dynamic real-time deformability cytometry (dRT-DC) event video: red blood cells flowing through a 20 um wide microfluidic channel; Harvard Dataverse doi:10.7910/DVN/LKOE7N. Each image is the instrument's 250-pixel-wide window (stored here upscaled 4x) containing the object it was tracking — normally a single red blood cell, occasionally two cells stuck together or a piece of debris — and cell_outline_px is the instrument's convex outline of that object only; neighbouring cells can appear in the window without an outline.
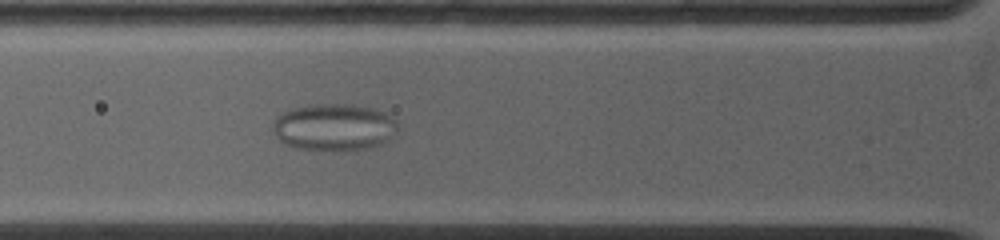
{"species": "common noctule bat (a hibernating species)", "species_latin": "Nyctalus noctula", "temperature_condition": "warm", "stored_images_in_passage": 42, "segment_of_instrument_passage": [1, 2], "camera_frame_rate_fps": 5000, "um_per_image_px": 0.085, "animal": {"sex": "female", "body_mass_g": 19.0, "forearm_length_mm": 53.3}, "frame": {"image": 1, "passage_image": 13, "time_ms": 3.8, "image_size_px": [1000, 240], "cell_outline_px": [[396, 128], [388, 140], [372, 148], [332, 152], [296, 148], [284, 144], [276, 136], [272, 128], [272, 124], [276, 116], [284, 112], [308, 104], [352, 104], [376, 108], [384, 112], [396, 120]], "centroid_in_image_um": [28.37, 10.82], "position_along_channel_um": 97.4, "area_um2": 34.68}}
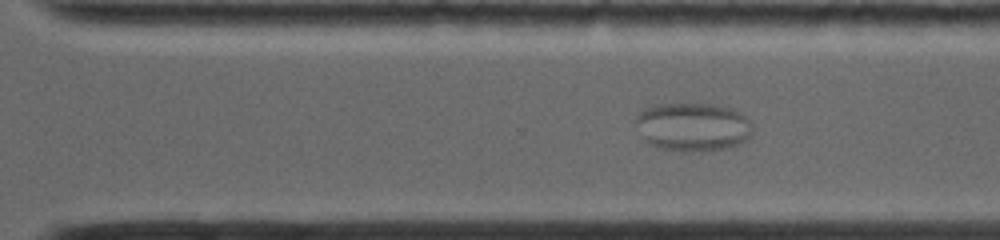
{"frame": {"image": 2, "passage_image": 30, "time_ms": 9.8, "image_size_px": [1000, 240], "cell_outline_px": [[752, 132], [740, 144], [728, 148], [700, 152], [656, 148], [648, 144], [644, 140], [636, 120], [636, 116], [640, 112], [648, 108], [660, 104], [712, 104], [728, 108], [744, 116], [748, 120], [752, 128]], "centroid_in_image_um": [58.88, 10.81], "position_along_channel_um": 311.7, "area_um2": 32.6}}